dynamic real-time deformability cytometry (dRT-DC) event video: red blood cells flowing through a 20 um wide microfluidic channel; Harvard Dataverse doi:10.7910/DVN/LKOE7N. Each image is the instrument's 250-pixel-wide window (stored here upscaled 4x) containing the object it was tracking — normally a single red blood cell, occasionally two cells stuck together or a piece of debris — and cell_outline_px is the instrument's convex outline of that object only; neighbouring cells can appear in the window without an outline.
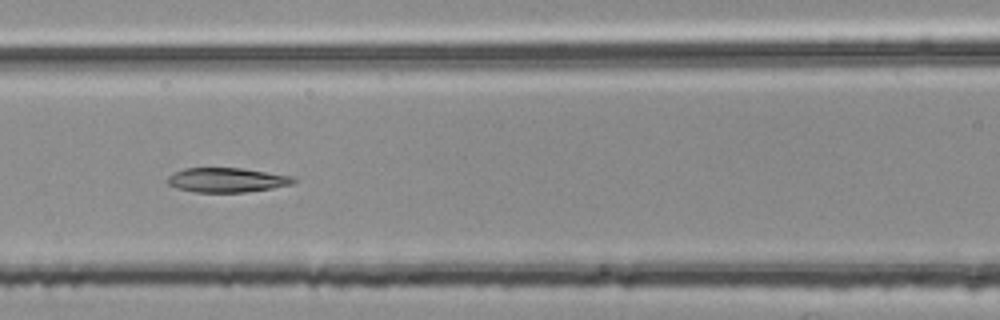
{"species": "common noctule bat (a hibernating species)", "species_latin": "Nyctalus noctula", "temperature_condition": "room temperature", "stored_images_in_passage": 52, "segment_of_instrument_passage": [2, 2], "camera_frame_rate_fps": 3000, "um_per_image_px": 0.085, "animal": {"sex": "female", "body_mass_g": 25.1}, "frame": {"image": 1, "passage_image": 23, "time_ms": 7.333, "image_size_px": [1000, 320], "cell_outline_px": [[296, 180], [292, 184], [272, 188], [244, 192], [192, 192], [176, 188], [168, 184], [168, 176], [184, 168], [240, 168], [292, 176]], "centroid_in_image_um": [19.26, 15.3], "position_along_channel_um": 147.3, "area_um2": 17.8}}
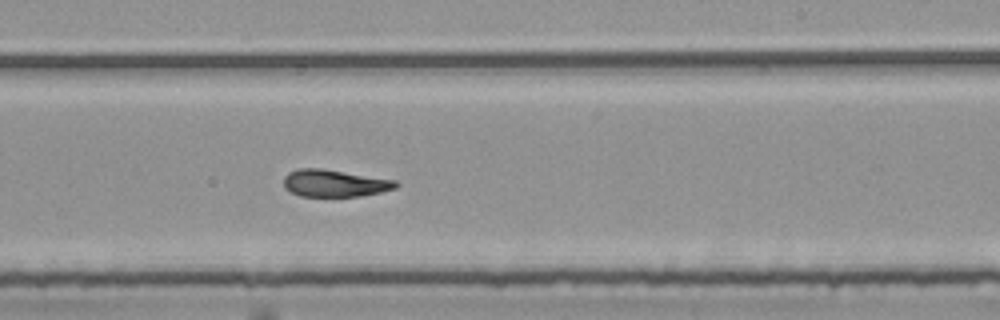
{"frame": {"image": 2, "passage_image": 32, "time_ms": 10.333, "image_size_px": [1000, 320], "cell_outline_px": [[400, 184], [396, 188], [380, 192], [360, 196], [300, 196], [284, 188], [284, 176], [288, 172], [296, 168], [320, 168], [396, 180]], "centroid_in_image_um": [28.42, 15.57], "position_along_channel_um": 260.6, "area_um2": 17.74}}
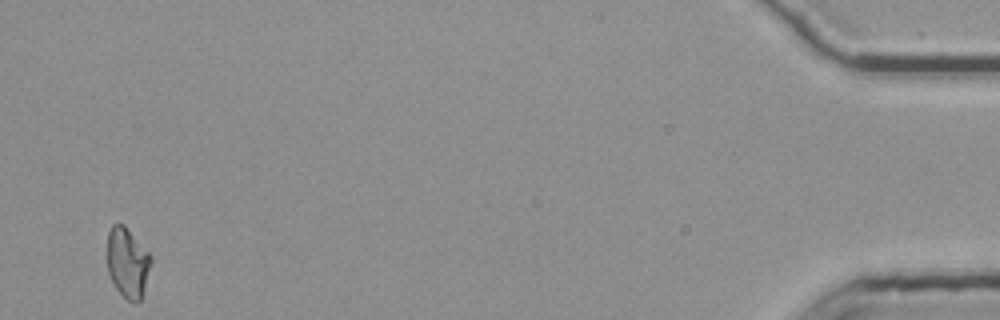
{"frame": {"image": 3, "passage_image": 52, "time_ms": 17.0, "image_size_px": [1000, 320], "cell_outline_px": [[152, 260], [140, 300], [128, 300], [116, 288], [108, 272], [108, 232], [112, 224], [124, 224], [152, 256]], "centroid_in_image_um": [10.84, 22.27], "position_along_channel_um": 424.4, "area_um2": 17.4}}